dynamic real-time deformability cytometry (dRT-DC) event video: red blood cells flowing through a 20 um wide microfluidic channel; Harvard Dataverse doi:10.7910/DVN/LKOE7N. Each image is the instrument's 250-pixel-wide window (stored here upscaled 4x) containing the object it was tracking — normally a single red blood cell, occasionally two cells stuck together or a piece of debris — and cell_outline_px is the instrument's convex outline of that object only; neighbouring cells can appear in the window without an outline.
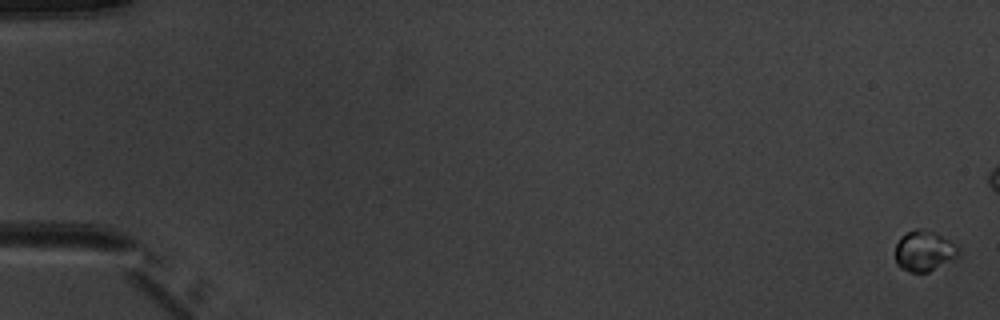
{"species": "common noctule bat (a hibernating species)", "species_latin": "Nyctalus noctula", "temperature_condition": "warm", "stored_images_in_passage": 5, "camera_frame_rate_fps": 3000, "um_per_image_px": 0.085, "animal": {"sex": "male", "body_mass_g": 20.1, "forearm_length_mm": 53.5}, "frame": {"image": 1, "passage_image": 1, "time_ms": 0.0, "image_size_px": [1000, 320], "cell_outline_px": [[960, 256], [928, 272], [912, 272], [900, 268], [896, 264], [896, 244], [908, 232], [916, 228], [924, 228], [936, 232], [956, 244], [960, 248]], "centroid_in_image_um": [78.6, 21.32], "position_along_channel_um": 6.4, "area_um2": 15.03}}